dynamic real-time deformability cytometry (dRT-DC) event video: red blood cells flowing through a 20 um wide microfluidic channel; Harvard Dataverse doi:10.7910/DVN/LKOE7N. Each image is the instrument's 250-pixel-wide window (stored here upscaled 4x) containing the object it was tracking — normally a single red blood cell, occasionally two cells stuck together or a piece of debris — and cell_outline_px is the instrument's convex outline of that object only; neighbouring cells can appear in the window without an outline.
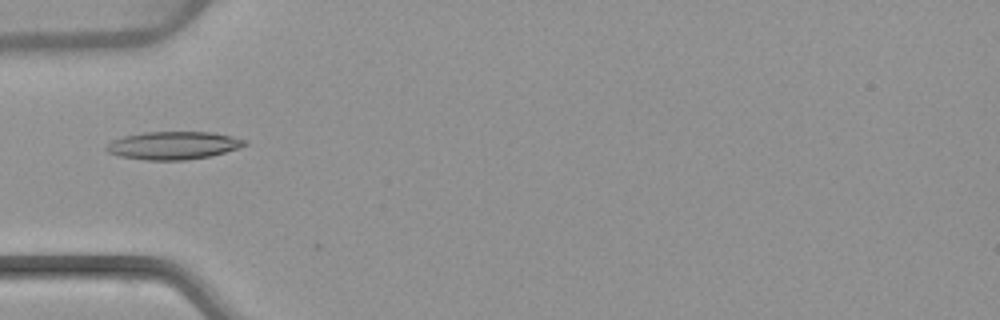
{"species": "common noctule bat (a hibernating species)", "species_latin": "Nyctalus noctula", "temperature_condition": "warm", "stored_images_in_passage": 5, "camera_frame_rate_fps": 3000, "um_per_image_px": 0.085, "animal": {"sex": "female", "body_mass_g": 22.7, "forearm_length_mm": 54.2}, "frame": {"image": 1, "passage_image": 5, "time_ms": 5.667, "image_size_px": [1000, 320], "cell_outline_px": [[248, 144], [240, 148], [212, 156], [184, 160], [148, 160], [120, 156], [108, 152], [104, 148], [112, 140], [124, 136], [144, 132], [212, 132], [232, 136], [248, 140]], "centroid_in_image_um": [14.78, 12.36], "position_along_channel_um": 70.2, "area_um2": 22.6}}